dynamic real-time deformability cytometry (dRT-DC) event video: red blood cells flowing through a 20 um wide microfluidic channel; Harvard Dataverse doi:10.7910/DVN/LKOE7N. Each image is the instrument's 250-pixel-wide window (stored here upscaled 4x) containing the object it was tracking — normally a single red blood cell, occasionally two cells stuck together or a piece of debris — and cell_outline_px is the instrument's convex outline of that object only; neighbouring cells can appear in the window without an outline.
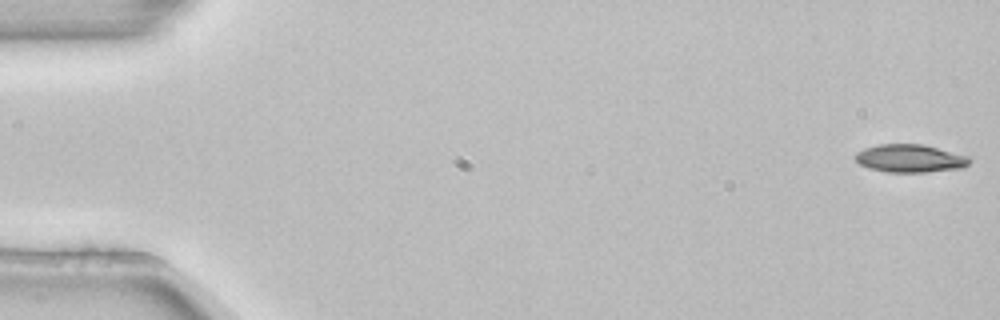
{"species": "common noctule bat (a hibernating species)", "species_latin": "Nyctalus noctula", "temperature_condition": "room temperature", "stored_images_in_passage": 5, "camera_frame_rate_fps": 3000, "um_per_image_px": 0.085, "animal": {"sex": "female", "body_mass_g": 22.7, "forearm_length_mm": 54.2}, "frame": {"image": 1, "passage_image": 1, "time_ms": 0.0, "image_size_px": [1000, 320], "cell_outline_px": [[972, 160], [964, 168], [924, 172], [888, 172], [868, 168], [860, 164], [852, 156], [856, 152], [864, 148], [876, 144], [920, 144], [968, 156]], "centroid_in_image_um": [77.31, 13.46], "position_along_channel_um": 7.7, "area_um2": 18.61}}
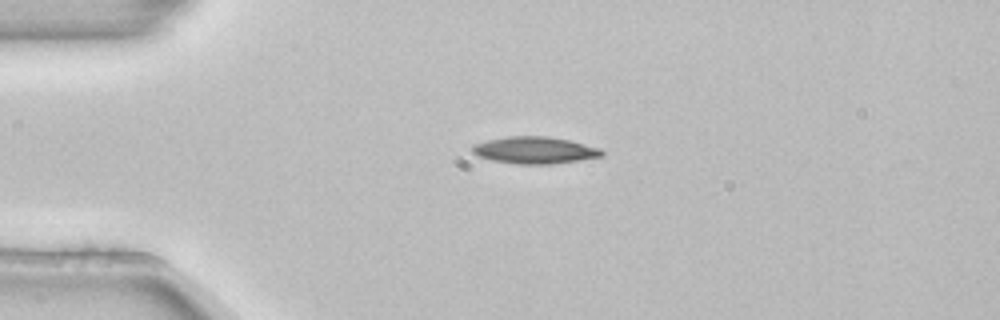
{"frame": {"image": 2, "passage_image": 3, "time_ms": 0.667, "image_size_px": [1000, 320], "cell_outline_px": [[604, 156], [580, 160], [552, 164], [520, 164], [492, 160], [480, 156], [472, 152], [472, 144], [488, 140], [508, 136], [548, 136], [568, 140], [600, 148], [604, 152]], "centroid_in_image_um": [45.47, 12.76], "position_along_channel_um": 39.5, "area_um2": 20.23}}